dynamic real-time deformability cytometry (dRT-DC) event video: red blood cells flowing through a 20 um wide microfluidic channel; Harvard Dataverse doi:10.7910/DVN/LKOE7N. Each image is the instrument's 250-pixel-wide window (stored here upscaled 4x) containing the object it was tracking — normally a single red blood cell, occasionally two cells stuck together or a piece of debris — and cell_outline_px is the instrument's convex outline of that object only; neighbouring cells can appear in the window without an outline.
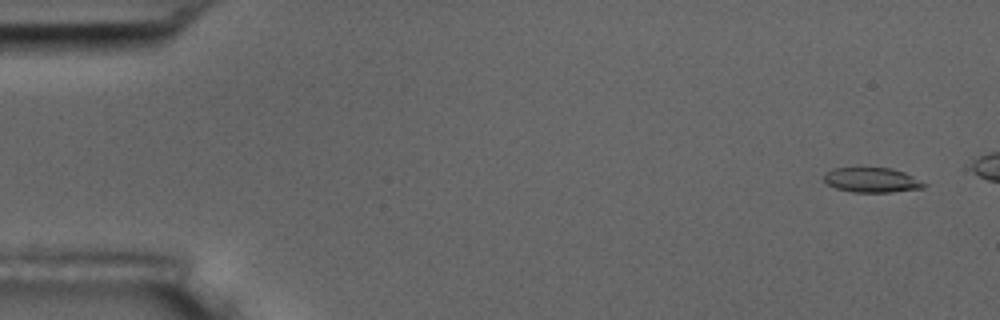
{"species": "common noctule bat (a hibernating species)", "species_latin": "Nyctalus noctula", "temperature_condition": "room temperature", "stored_images_in_passage": 17, "camera_frame_rate_fps": 3000, "um_per_image_px": 0.085, "animal": {"sex": "male", "body_mass_g": 17.5, "forearm_length_mm": 52.3}, "frame": {"image": 1, "passage_image": 3, "time_ms": 0.667, "image_size_px": [1000, 320], "cell_outline_px": [[928, 184], [924, 188], [892, 192], [852, 192], [836, 188], [828, 184], [824, 180], [824, 176], [832, 168], [892, 168], [904, 172]], "centroid_in_image_um": [74.14, 15.31], "position_along_channel_um": 10.9, "area_um2": 14.39}}